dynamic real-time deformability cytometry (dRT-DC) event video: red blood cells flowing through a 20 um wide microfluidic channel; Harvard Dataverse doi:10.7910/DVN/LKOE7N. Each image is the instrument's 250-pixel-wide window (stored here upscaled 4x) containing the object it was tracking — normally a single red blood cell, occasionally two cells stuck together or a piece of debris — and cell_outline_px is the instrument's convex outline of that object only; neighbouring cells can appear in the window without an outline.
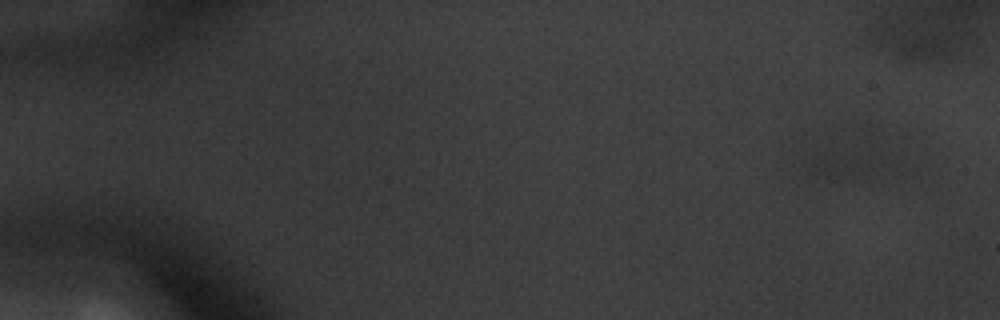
{"species": "common noctule bat (a hibernating species)", "species_latin": "Nyctalus noctula", "temperature_condition": "warm", "stored_images_in_passage": 12, "camera_frame_rate_fps": 3000, "um_per_image_px": 0.085, "animal": {"sex": "male", "body_mass_g": 20.1, "forearm_length_mm": 53.5}, "frame": {"image": 1, "passage_image": 1, "time_ms": 0.0, "image_size_px": [1000, 320], "cell_outline_px": [[868, 176], [852, 180], [844, 180], [804, 172], [804, 164], [820, 152], [832, 152], [860, 156], [868, 160]], "centroid_in_image_um": [71.21, 14.11], "position_along_channel_um": 13.8, "area_um2": 10.12}}